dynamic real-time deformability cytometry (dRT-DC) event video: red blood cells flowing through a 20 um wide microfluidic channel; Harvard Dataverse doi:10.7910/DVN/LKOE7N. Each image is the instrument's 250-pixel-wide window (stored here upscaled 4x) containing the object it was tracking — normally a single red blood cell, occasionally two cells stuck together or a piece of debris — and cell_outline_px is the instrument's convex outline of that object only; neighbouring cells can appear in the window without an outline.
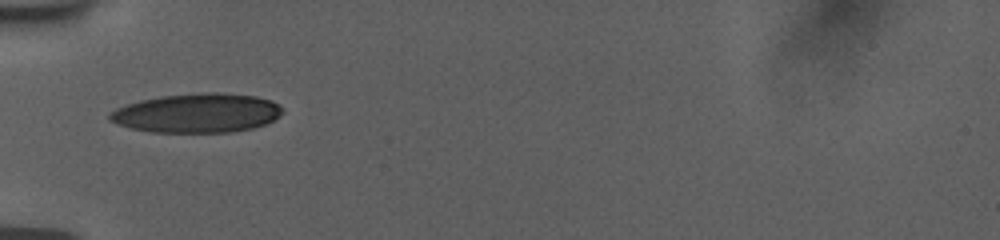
{"species": "human", "species_latin": "Homo sapiens", "temperature_condition": "room temperature", "stored_images_in_passage": 33, "camera_frame_rate_fps": 3000, "um_per_image_px": 0.085, "donor": {"sex": "female"}, "frame": {"image": 1, "passage_image": 1, "time_ms": 0.0, "image_size_px": [1000, 240], "cell_outline_px": [[284, 112], [280, 116], [264, 124], [252, 128], [232, 132], [152, 132], [132, 128], [108, 120], [108, 116], [116, 108], [140, 100], [160, 96], [204, 92], [220, 92], [256, 96], [272, 100], [280, 104]], "centroid_in_image_um": [16.8, 9.6], "position_along_channel_um": 68.2, "area_um2": 39.48}}
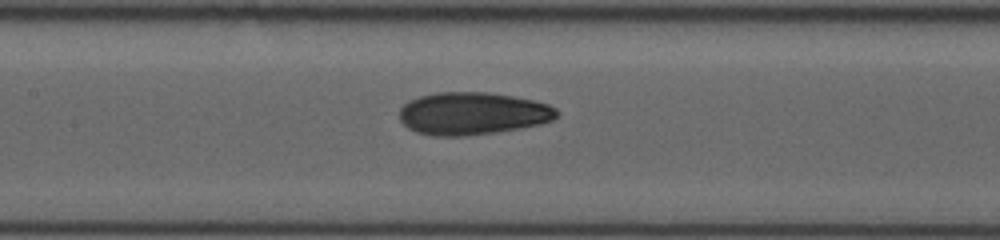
{"frame": {"image": 2, "passage_image": 9, "time_ms": 2.667, "image_size_px": [1000, 240], "cell_outline_px": [[560, 116], [552, 120], [540, 124], [520, 128], [464, 136], [432, 136], [416, 132], [408, 128], [400, 120], [400, 108], [404, 104], [420, 96], [436, 92], [488, 92], [512, 96], [532, 100], [548, 104], [556, 108], [560, 112]], "centroid_in_image_um": [40.18, 9.65], "position_along_channel_um": 167.2, "area_um2": 39.02}}
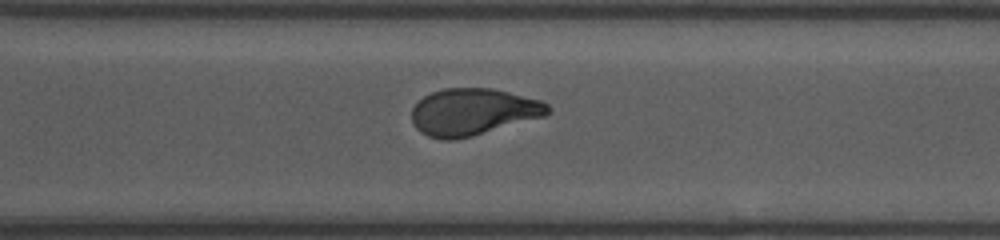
{"frame": {"image": 3, "passage_image": 22, "time_ms": 7.0, "image_size_px": [1000, 240], "cell_outline_px": [[552, 112], [544, 116], [472, 136], [456, 140], [440, 140], [428, 136], [420, 132], [412, 124], [412, 108], [424, 96], [432, 92], [444, 88], [492, 88], [540, 100], [548, 104], [552, 108]], "centroid_in_image_um": [40.19, 9.52], "position_along_channel_um": 330.4, "area_um2": 37.22}, "authors_computed_cell_mechanics": {"area_um2": 37.6856, "velocity_mm_per_s": 3.7852, "shape_relaxation_time_tau1_ms": 7.5592, "shape_relaxation_time_tau2_ms": 1.5316, "deformation_change_tau1": 0.1985, "deformation_change_tau2": 0.0751}}